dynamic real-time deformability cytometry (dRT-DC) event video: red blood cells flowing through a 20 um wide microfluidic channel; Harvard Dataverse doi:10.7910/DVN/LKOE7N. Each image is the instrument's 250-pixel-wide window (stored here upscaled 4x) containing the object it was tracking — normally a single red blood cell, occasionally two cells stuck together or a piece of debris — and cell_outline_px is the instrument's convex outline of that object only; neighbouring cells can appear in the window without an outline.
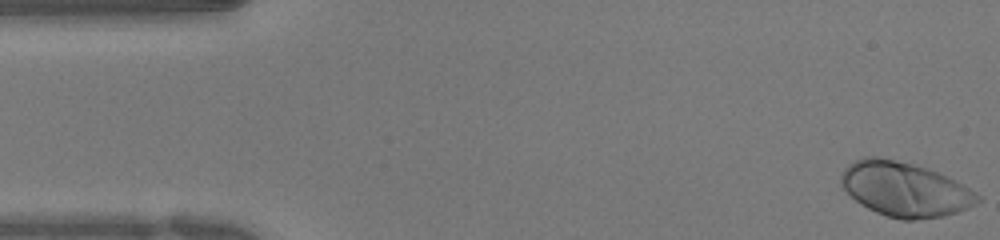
{"species": "human", "species_latin": "Homo sapiens", "temperature_condition": "warm", "stored_images_in_passage": 50, "camera_frame_rate_fps": 3000, "um_per_image_px": 0.085, "donor": {"sex": "female"}, "frame": {"image": 1, "passage_image": 1, "time_ms": 0.0, "image_size_px": [1000, 240], "cell_outline_px": [[984, 200], [968, 208], [944, 216], [916, 220], [900, 220], [876, 212], [860, 204], [840, 184], [840, 176], [844, 168], [848, 164], [864, 156], [880, 156], [912, 164], [936, 172], [976, 192]], "centroid_in_image_um": [76.89, 16.1], "position_along_channel_um": 8.1, "area_um2": 43.06}}
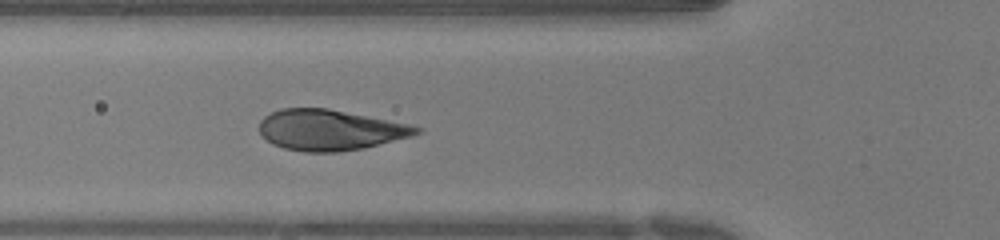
{"frame": {"image": 2, "passage_image": 17, "time_ms": 5.333, "image_size_px": [1000, 240], "cell_outline_px": [[424, 132], [412, 136], [364, 148], [340, 152], [304, 152], [284, 148], [272, 144], [260, 136], [260, 120], [264, 116], [280, 108], [328, 108], [408, 124], [424, 128]], "centroid_in_image_um": [28.05, 11.05], "position_along_channel_um": 97.8, "area_um2": 37.45}}
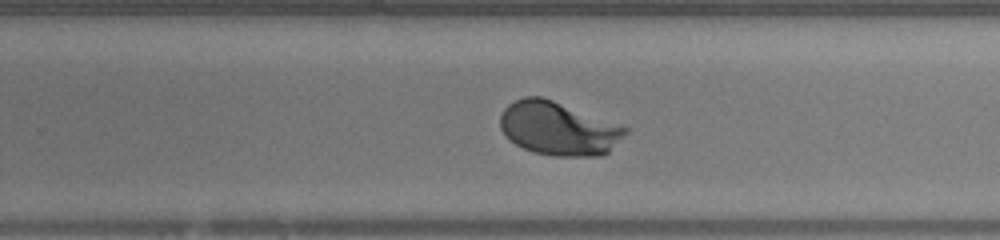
{"frame": {"image": 3, "passage_image": 31, "time_ms": 10.0, "image_size_px": [1000, 240], "cell_outline_px": [[628, 132], [608, 152], [600, 156], [552, 156], [532, 152], [508, 140], [500, 128], [500, 116], [504, 108], [508, 104], [524, 96], [540, 96], [552, 100], [628, 128]], "centroid_in_image_um": [47.42, 10.94], "position_along_channel_um": 282.4, "area_um2": 38.78}, "authors_computed_cell_mechanics": {"area_um2": 39.304, "velocity_mm_per_s": 3.9553, "shape_relaxation_time_tau1_ms": 2.1831, "shape_relaxation_time_tau2_ms": null, "deformation_change_tau1": 0.1743, "deformation_change_tau2": null}}